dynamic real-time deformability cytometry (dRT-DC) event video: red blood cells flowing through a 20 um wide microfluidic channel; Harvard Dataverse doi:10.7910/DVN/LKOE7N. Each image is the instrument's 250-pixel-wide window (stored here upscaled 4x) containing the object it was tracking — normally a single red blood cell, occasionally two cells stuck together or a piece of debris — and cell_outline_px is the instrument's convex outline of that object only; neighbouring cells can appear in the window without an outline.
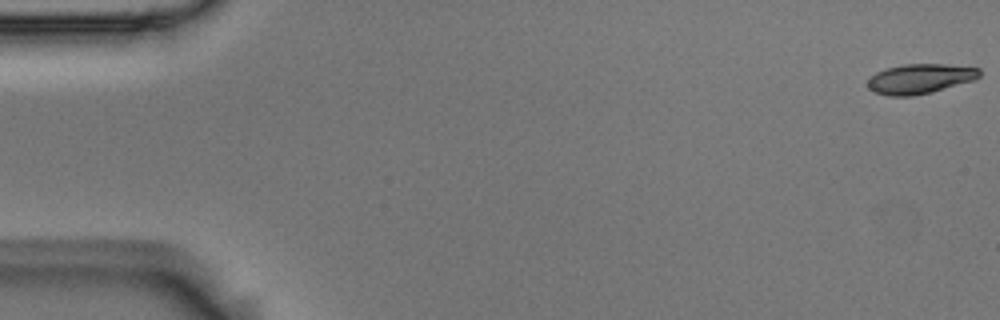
{"species": "Egyptian fruit bat (a non-hibernating species)", "species_latin": "Rousettus aegyptiacus", "temperature_condition": "room temperature", "stored_images_in_passage": 55, "camera_frame_rate_fps": 3000, "um_per_image_px": 0.085, "animal": {"sex": "male"}, "frame": {"image": 1, "passage_image": 1, "time_ms": 0.0, "image_size_px": [1000, 320], "cell_outline_px": [[980, 76], [972, 80], [932, 92], [912, 96], [888, 96], [872, 92], [868, 88], [868, 80], [876, 72], [884, 68], [904, 64], [944, 64], [980, 68]], "centroid_in_image_um": [78.15, 6.69], "position_along_channel_um": 6.8, "area_um2": 19.42}}
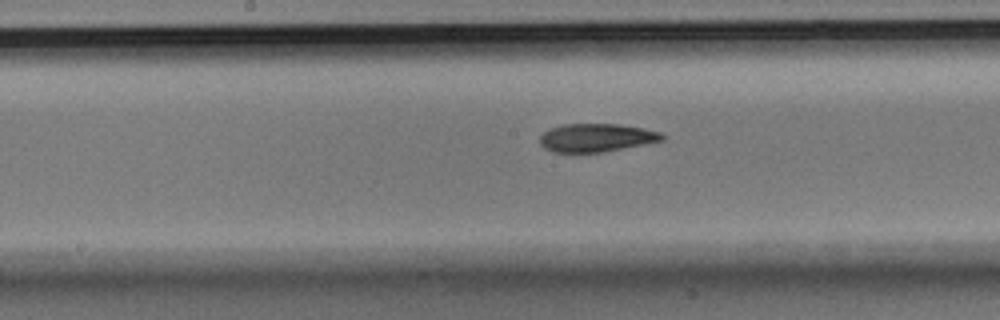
{"frame": {"image": 2, "passage_image": 28, "time_ms": 9.0, "image_size_px": [1000, 320], "cell_outline_px": [[664, 140], [604, 152], [552, 152], [544, 148], [540, 144], [540, 136], [544, 132], [552, 128], [564, 124], [620, 124], [644, 128], [660, 132], [664, 136]], "centroid_in_image_um": [50.69, 11.7], "position_along_channel_um": 197.5, "area_um2": 20.06}}
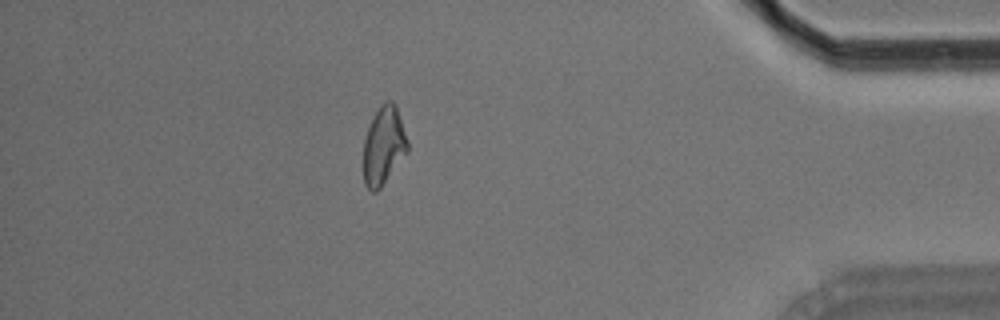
{"frame": {"image": 3, "passage_image": 48, "time_ms": 15.667, "image_size_px": [1000, 320], "cell_outline_px": [[408, 152], [380, 188], [376, 192], [372, 192], [364, 184], [364, 140], [368, 128], [380, 104], [388, 100], [392, 100], [396, 104], [408, 140]], "centroid_in_image_um": [32.63, 12.37], "position_along_channel_um": 402.6, "area_um2": 20.06}, "authors_computed_cell_mechanics": {"area_um2": 20.4612, "velocity_mm_per_s": 3.7076, "shape_relaxation_time_tau1_ms": 5.7599, "shape_relaxation_time_tau2_ms": 3.4311, "deformation_change_tau1": 0.1551, "deformation_change_tau2": 0.1015}}